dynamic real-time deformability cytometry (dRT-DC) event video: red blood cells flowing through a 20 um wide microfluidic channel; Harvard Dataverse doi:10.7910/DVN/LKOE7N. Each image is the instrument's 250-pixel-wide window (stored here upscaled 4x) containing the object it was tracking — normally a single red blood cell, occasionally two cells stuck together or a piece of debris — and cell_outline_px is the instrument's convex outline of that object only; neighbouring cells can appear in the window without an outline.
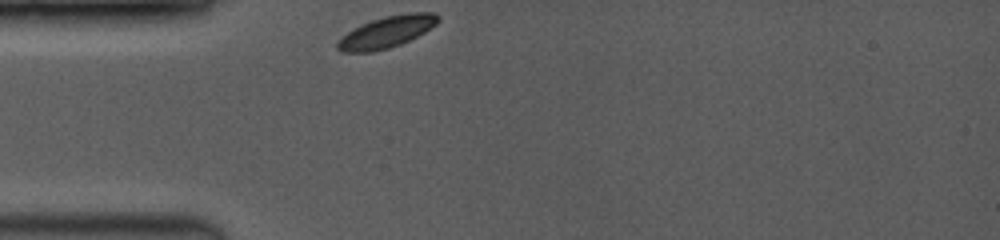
{"species": "common noctule bat (a hibernating species)", "species_latin": "Nyctalus noctula", "temperature_condition": "room temperature", "stored_images_in_passage": 40, "camera_frame_rate_fps": 3500, "um_per_image_px": 0.085, "animal": {"sex": "female", "body_mass_g": 19.0, "forearm_length_mm": 53.3}, "frame": {"image": 1, "passage_image": 1, "time_ms": 0.0, "image_size_px": [1000, 240], "cell_outline_px": [[440, 20], [436, 24], [424, 32], [400, 44], [388, 48], [372, 52], [340, 52], [336, 48], [336, 44], [340, 36], [360, 24], [384, 16], [408, 12], [432, 12], [440, 16]], "centroid_in_image_um": [32.83, 2.71], "position_along_channel_um": 52.2, "area_um2": 18.61}}
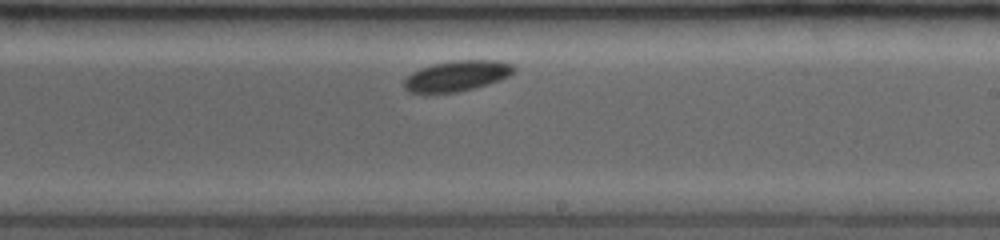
{"frame": {"image": 2, "passage_image": 21, "time_ms": 5.429, "image_size_px": [1000, 240], "cell_outline_px": [[516, 68], [508, 76], [500, 80], [488, 84], [456, 92], [424, 96], [408, 92], [404, 88], [404, 80], [412, 72], [420, 68], [432, 64], [452, 60], [500, 60], [512, 64]], "centroid_in_image_um": [38.76, 6.48], "position_along_channel_um": 250.2, "area_um2": 20.11}}
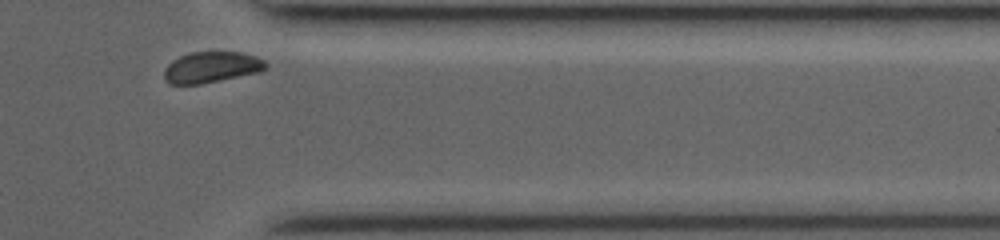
{"frame": {"image": 3, "passage_image": 39, "time_ms": 9.143, "image_size_px": [1000, 240], "cell_outline_px": [[268, 68], [260, 72], [200, 84], [168, 84], [164, 80], [164, 68], [172, 60], [180, 56], [192, 52], [240, 52], [256, 56], [264, 60], [268, 64]], "centroid_in_image_um": [17.98, 5.71], "position_along_channel_um": 393.4, "area_um2": 18.5}, "authors_computed_cell_mechanics": {"area_um2": 19.2474, "velocity_mm_per_s": 3.8336, "shape_relaxation_time_tau1_ms": 0.9381, "shape_relaxation_time_tau2_ms": null, "deformation_change_tau1": 0.0433, "deformation_change_tau2": null}}